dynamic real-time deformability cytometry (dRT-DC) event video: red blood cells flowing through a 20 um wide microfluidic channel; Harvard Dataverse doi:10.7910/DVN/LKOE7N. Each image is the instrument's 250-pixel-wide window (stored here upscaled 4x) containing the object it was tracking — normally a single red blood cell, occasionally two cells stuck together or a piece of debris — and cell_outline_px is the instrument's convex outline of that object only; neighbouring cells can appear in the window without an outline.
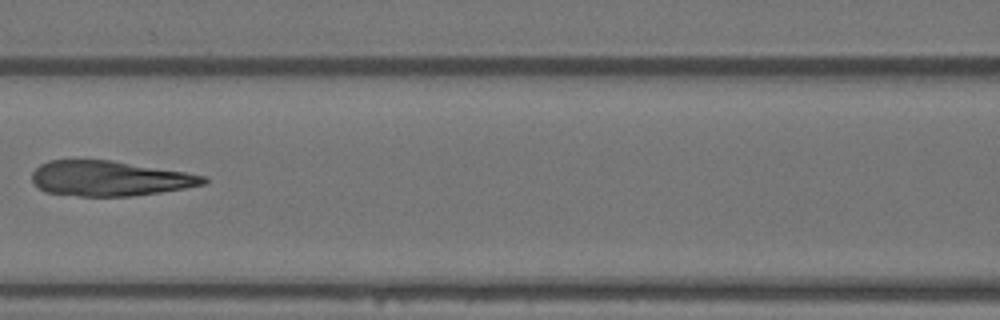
{"species": "Egyptian fruit bat (a non-hibernating species)", "species_latin": "Rousettus aegyptiacus", "temperature_condition": "warm", "stored_images_in_passage": 6, "camera_frame_rate_fps": 3000, "um_per_image_px": 0.085, "animal": {"sex": "female"}, "frame": {"image": 1, "passage_image": 6, "time_ms": 1.667, "image_size_px": [1000, 320], "cell_outline_px": [[208, 180], [204, 184], [184, 188], [160, 192], [132, 196], [80, 196], [44, 192], [32, 184], [32, 172], [40, 164], [48, 160], [112, 160], [208, 176]], "centroid_in_image_um": [9.28, 15.17], "position_along_channel_um": 157.3, "area_um2": 35.14}}